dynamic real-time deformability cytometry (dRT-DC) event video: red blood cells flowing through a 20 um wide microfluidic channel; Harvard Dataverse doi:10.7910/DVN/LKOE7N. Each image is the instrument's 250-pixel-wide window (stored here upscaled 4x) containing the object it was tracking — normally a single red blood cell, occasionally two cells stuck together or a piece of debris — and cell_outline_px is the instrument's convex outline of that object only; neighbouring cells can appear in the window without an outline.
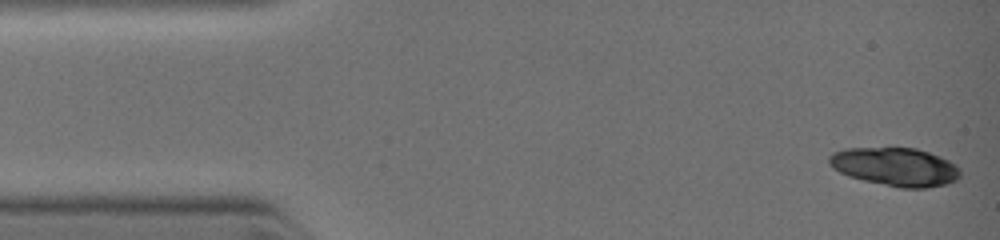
{"species": "common noctule bat (a hibernating species)", "species_latin": "Nyctalus noctula", "temperature_condition": "warm", "stored_images_in_passage": 8, "camera_frame_rate_fps": 3000, "um_per_image_px": 0.085, "animal": {"sex": "female", "body_mass_g": 19.0, "forearm_length_mm": 51.5}, "frame": {"image": 1, "passage_image": 1, "time_ms": 0.0, "image_size_px": [1000, 240], "cell_outline_px": [[960, 176], [956, 180], [948, 184], [928, 188], [900, 188], [864, 180], [848, 176], [832, 168], [828, 164], [828, 156], [832, 152], [844, 148], [916, 148], [940, 156], [956, 164], [960, 168]], "centroid_in_image_um": [76.1, 14.18], "position_along_channel_um": 8.9, "area_um2": 29.59}}